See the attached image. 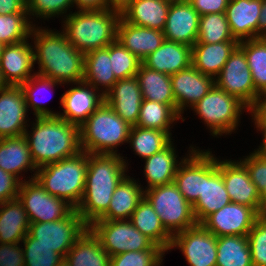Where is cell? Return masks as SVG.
Segmentation results:
<instances>
[{
  "label": "cell",
  "mask_w": 266,
  "mask_h": 266,
  "mask_svg": "<svg viewBox=\"0 0 266 266\" xmlns=\"http://www.w3.org/2000/svg\"><path fill=\"white\" fill-rule=\"evenodd\" d=\"M220 173L231 202L249 206L261 215L260 195L245 165L239 159L221 157Z\"/></svg>",
  "instance_id": "cell-18"
},
{
  "label": "cell",
  "mask_w": 266,
  "mask_h": 266,
  "mask_svg": "<svg viewBox=\"0 0 266 266\" xmlns=\"http://www.w3.org/2000/svg\"><path fill=\"white\" fill-rule=\"evenodd\" d=\"M127 158L116 154L88 153L83 197L76 208L88 226L108 210L115 188L129 173Z\"/></svg>",
  "instance_id": "cell-2"
},
{
  "label": "cell",
  "mask_w": 266,
  "mask_h": 266,
  "mask_svg": "<svg viewBox=\"0 0 266 266\" xmlns=\"http://www.w3.org/2000/svg\"><path fill=\"white\" fill-rule=\"evenodd\" d=\"M254 126H266V91L257 95L254 104L248 109Z\"/></svg>",
  "instance_id": "cell-53"
},
{
  "label": "cell",
  "mask_w": 266,
  "mask_h": 266,
  "mask_svg": "<svg viewBox=\"0 0 266 266\" xmlns=\"http://www.w3.org/2000/svg\"><path fill=\"white\" fill-rule=\"evenodd\" d=\"M58 266H71L70 263L67 261L66 258H63Z\"/></svg>",
  "instance_id": "cell-60"
},
{
  "label": "cell",
  "mask_w": 266,
  "mask_h": 266,
  "mask_svg": "<svg viewBox=\"0 0 266 266\" xmlns=\"http://www.w3.org/2000/svg\"><path fill=\"white\" fill-rule=\"evenodd\" d=\"M112 71L117 80L136 77L142 61L117 40L110 44Z\"/></svg>",
  "instance_id": "cell-45"
},
{
  "label": "cell",
  "mask_w": 266,
  "mask_h": 266,
  "mask_svg": "<svg viewBox=\"0 0 266 266\" xmlns=\"http://www.w3.org/2000/svg\"><path fill=\"white\" fill-rule=\"evenodd\" d=\"M30 220L18 198L0 205V243H20L29 232Z\"/></svg>",
  "instance_id": "cell-33"
},
{
  "label": "cell",
  "mask_w": 266,
  "mask_h": 266,
  "mask_svg": "<svg viewBox=\"0 0 266 266\" xmlns=\"http://www.w3.org/2000/svg\"><path fill=\"white\" fill-rule=\"evenodd\" d=\"M133 0H107V9L114 10L119 13L132 2Z\"/></svg>",
  "instance_id": "cell-57"
},
{
  "label": "cell",
  "mask_w": 266,
  "mask_h": 266,
  "mask_svg": "<svg viewBox=\"0 0 266 266\" xmlns=\"http://www.w3.org/2000/svg\"><path fill=\"white\" fill-rule=\"evenodd\" d=\"M172 138L165 131L132 126L128 147L133 150L135 155L144 160L166 148L174 140Z\"/></svg>",
  "instance_id": "cell-40"
},
{
  "label": "cell",
  "mask_w": 266,
  "mask_h": 266,
  "mask_svg": "<svg viewBox=\"0 0 266 266\" xmlns=\"http://www.w3.org/2000/svg\"><path fill=\"white\" fill-rule=\"evenodd\" d=\"M262 0H229L226 18L233 37L238 41L258 38Z\"/></svg>",
  "instance_id": "cell-25"
},
{
  "label": "cell",
  "mask_w": 266,
  "mask_h": 266,
  "mask_svg": "<svg viewBox=\"0 0 266 266\" xmlns=\"http://www.w3.org/2000/svg\"><path fill=\"white\" fill-rule=\"evenodd\" d=\"M3 47H4V45L2 43H0V56H1V53H2Z\"/></svg>",
  "instance_id": "cell-62"
},
{
  "label": "cell",
  "mask_w": 266,
  "mask_h": 266,
  "mask_svg": "<svg viewBox=\"0 0 266 266\" xmlns=\"http://www.w3.org/2000/svg\"><path fill=\"white\" fill-rule=\"evenodd\" d=\"M170 2L165 0H133L121 13L129 24L163 31Z\"/></svg>",
  "instance_id": "cell-30"
},
{
  "label": "cell",
  "mask_w": 266,
  "mask_h": 266,
  "mask_svg": "<svg viewBox=\"0 0 266 266\" xmlns=\"http://www.w3.org/2000/svg\"><path fill=\"white\" fill-rule=\"evenodd\" d=\"M177 113L185 121L184 112L199 102L215 85V79L204 75L192 65L170 75Z\"/></svg>",
  "instance_id": "cell-17"
},
{
  "label": "cell",
  "mask_w": 266,
  "mask_h": 266,
  "mask_svg": "<svg viewBox=\"0 0 266 266\" xmlns=\"http://www.w3.org/2000/svg\"><path fill=\"white\" fill-rule=\"evenodd\" d=\"M174 183L184 198L193 205L204 188V149L196 146L179 164Z\"/></svg>",
  "instance_id": "cell-26"
},
{
  "label": "cell",
  "mask_w": 266,
  "mask_h": 266,
  "mask_svg": "<svg viewBox=\"0 0 266 266\" xmlns=\"http://www.w3.org/2000/svg\"><path fill=\"white\" fill-rule=\"evenodd\" d=\"M116 40L141 61L165 41L163 31L129 24L120 18Z\"/></svg>",
  "instance_id": "cell-27"
},
{
  "label": "cell",
  "mask_w": 266,
  "mask_h": 266,
  "mask_svg": "<svg viewBox=\"0 0 266 266\" xmlns=\"http://www.w3.org/2000/svg\"><path fill=\"white\" fill-rule=\"evenodd\" d=\"M104 99L125 122L130 126H136L143 101L136 77L118 80Z\"/></svg>",
  "instance_id": "cell-24"
},
{
  "label": "cell",
  "mask_w": 266,
  "mask_h": 266,
  "mask_svg": "<svg viewBox=\"0 0 266 266\" xmlns=\"http://www.w3.org/2000/svg\"><path fill=\"white\" fill-rule=\"evenodd\" d=\"M65 85L68 89L61 95L59 101L63 112L60 110L58 116L80 126L105 101L104 96L92 85L83 81Z\"/></svg>",
  "instance_id": "cell-16"
},
{
  "label": "cell",
  "mask_w": 266,
  "mask_h": 266,
  "mask_svg": "<svg viewBox=\"0 0 266 266\" xmlns=\"http://www.w3.org/2000/svg\"><path fill=\"white\" fill-rule=\"evenodd\" d=\"M24 92L9 85L0 90V139L24 135L30 118Z\"/></svg>",
  "instance_id": "cell-19"
},
{
  "label": "cell",
  "mask_w": 266,
  "mask_h": 266,
  "mask_svg": "<svg viewBox=\"0 0 266 266\" xmlns=\"http://www.w3.org/2000/svg\"><path fill=\"white\" fill-rule=\"evenodd\" d=\"M88 171V153L64 158L40 167L35 179L52 196L62 198L75 209L82 200Z\"/></svg>",
  "instance_id": "cell-6"
},
{
  "label": "cell",
  "mask_w": 266,
  "mask_h": 266,
  "mask_svg": "<svg viewBox=\"0 0 266 266\" xmlns=\"http://www.w3.org/2000/svg\"><path fill=\"white\" fill-rule=\"evenodd\" d=\"M228 1L229 0H189L200 16L210 13L225 12Z\"/></svg>",
  "instance_id": "cell-52"
},
{
  "label": "cell",
  "mask_w": 266,
  "mask_h": 266,
  "mask_svg": "<svg viewBox=\"0 0 266 266\" xmlns=\"http://www.w3.org/2000/svg\"><path fill=\"white\" fill-rule=\"evenodd\" d=\"M131 127L104 101L80 125L81 149L87 153L122 155L118 148L128 144Z\"/></svg>",
  "instance_id": "cell-5"
},
{
  "label": "cell",
  "mask_w": 266,
  "mask_h": 266,
  "mask_svg": "<svg viewBox=\"0 0 266 266\" xmlns=\"http://www.w3.org/2000/svg\"><path fill=\"white\" fill-rule=\"evenodd\" d=\"M256 128V132L261 134L262 140L260 141L258 148H256L261 154L266 156V126H254Z\"/></svg>",
  "instance_id": "cell-58"
},
{
  "label": "cell",
  "mask_w": 266,
  "mask_h": 266,
  "mask_svg": "<svg viewBox=\"0 0 266 266\" xmlns=\"http://www.w3.org/2000/svg\"><path fill=\"white\" fill-rule=\"evenodd\" d=\"M211 150L204 149V188L202 194L192 205L198 224L211 213L231 203L220 173V157H216Z\"/></svg>",
  "instance_id": "cell-12"
},
{
  "label": "cell",
  "mask_w": 266,
  "mask_h": 266,
  "mask_svg": "<svg viewBox=\"0 0 266 266\" xmlns=\"http://www.w3.org/2000/svg\"><path fill=\"white\" fill-rule=\"evenodd\" d=\"M266 37V0H262L261 13L258 22V38Z\"/></svg>",
  "instance_id": "cell-56"
},
{
  "label": "cell",
  "mask_w": 266,
  "mask_h": 266,
  "mask_svg": "<svg viewBox=\"0 0 266 266\" xmlns=\"http://www.w3.org/2000/svg\"><path fill=\"white\" fill-rule=\"evenodd\" d=\"M163 249L128 251L110 257V266H163Z\"/></svg>",
  "instance_id": "cell-48"
},
{
  "label": "cell",
  "mask_w": 266,
  "mask_h": 266,
  "mask_svg": "<svg viewBox=\"0 0 266 266\" xmlns=\"http://www.w3.org/2000/svg\"><path fill=\"white\" fill-rule=\"evenodd\" d=\"M175 104H162L143 99L136 126L165 131L172 137V128L181 120Z\"/></svg>",
  "instance_id": "cell-37"
},
{
  "label": "cell",
  "mask_w": 266,
  "mask_h": 266,
  "mask_svg": "<svg viewBox=\"0 0 266 266\" xmlns=\"http://www.w3.org/2000/svg\"><path fill=\"white\" fill-rule=\"evenodd\" d=\"M259 216L253 208L231 202L208 215L200 224L216 237L247 236Z\"/></svg>",
  "instance_id": "cell-15"
},
{
  "label": "cell",
  "mask_w": 266,
  "mask_h": 266,
  "mask_svg": "<svg viewBox=\"0 0 266 266\" xmlns=\"http://www.w3.org/2000/svg\"><path fill=\"white\" fill-rule=\"evenodd\" d=\"M21 181L0 168V204L17 198Z\"/></svg>",
  "instance_id": "cell-51"
},
{
  "label": "cell",
  "mask_w": 266,
  "mask_h": 266,
  "mask_svg": "<svg viewBox=\"0 0 266 266\" xmlns=\"http://www.w3.org/2000/svg\"><path fill=\"white\" fill-rule=\"evenodd\" d=\"M9 85L7 84V82L4 80L3 74L1 72L0 69V90H4L5 88H7Z\"/></svg>",
  "instance_id": "cell-59"
},
{
  "label": "cell",
  "mask_w": 266,
  "mask_h": 266,
  "mask_svg": "<svg viewBox=\"0 0 266 266\" xmlns=\"http://www.w3.org/2000/svg\"><path fill=\"white\" fill-rule=\"evenodd\" d=\"M216 266H253L247 236L217 237Z\"/></svg>",
  "instance_id": "cell-39"
},
{
  "label": "cell",
  "mask_w": 266,
  "mask_h": 266,
  "mask_svg": "<svg viewBox=\"0 0 266 266\" xmlns=\"http://www.w3.org/2000/svg\"><path fill=\"white\" fill-rule=\"evenodd\" d=\"M20 243H0V266H24V252Z\"/></svg>",
  "instance_id": "cell-50"
},
{
  "label": "cell",
  "mask_w": 266,
  "mask_h": 266,
  "mask_svg": "<svg viewBox=\"0 0 266 266\" xmlns=\"http://www.w3.org/2000/svg\"><path fill=\"white\" fill-rule=\"evenodd\" d=\"M136 78L143 99L162 104H175L170 75L149 69L141 64Z\"/></svg>",
  "instance_id": "cell-38"
},
{
  "label": "cell",
  "mask_w": 266,
  "mask_h": 266,
  "mask_svg": "<svg viewBox=\"0 0 266 266\" xmlns=\"http://www.w3.org/2000/svg\"><path fill=\"white\" fill-rule=\"evenodd\" d=\"M17 198L30 223L58 221L75 209L62 198L50 195L35 178L20 183Z\"/></svg>",
  "instance_id": "cell-11"
},
{
  "label": "cell",
  "mask_w": 266,
  "mask_h": 266,
  "mask_svg": "<svg viewBox=\"0 0 266 266\" xmlns=\"http://www.w3.org/2000/svg\"><path fill=\"white\" fill-rule=\"evenodd\" d=\"M77 11L105 10L107 0H73Z\"/></svg>",
  "instance_id": "cell-55"
},
{
  "label": "cell",
  "mask_w": 266,
  "mask_h": 266,
  "mask_svg": "<svg viewBox=\"0 0 266 266\" xmlns=\"http://www.w3.org/2000/svg\"><path fill=\"white\" fill-rule=\"evenodd\" d=\"M145 198L172 237L198 224L192 205L184 198L174 182L145 190Z\"/></svg>",
  "instance_id": "cell-8"
},
{
  "label": "cell",
  "mask_w": 266,
  "mask_h": 266,
  "mask_svg": "<svg viewBox=\"0 0 266 266\" xmlns=\"http://www.w3.org/2000/svg\"><path fill=\"white\" fill-rule=\"evenodd\" d=\"M129 220L155 245L162 248L166 253L169 252L172 236L165 230L160 217L145 197L133 211Z\"/></svg>",
  "instance_id": "cell-34"
},
{
  "label": "cell",
  "mask_w": 266,
  "mask_h": 266,
  "mask_svg": "<svg viewBox=\"0 0 266 266\" xmlns=\"http://www.w3.org/2000/svg\"><path fill=\"white\" fill-rule=\"evenodd\" d=\"M174 140L163 150L155 153L151 157L144 159L143 165V177L147 182V186H142L144 190H147L154 186L165 185L174 182L177 168L179 164L185 159V157L196 147V145L190 144L185 155L179 157L176 151V145ZM179 157V158H178Z\"/></svg>",
  "instance_id": "cell-22"
},
{
  "label": "cell",
  "mask_w": 266,
  "mask_h": 266,
  "mask_svg": "<svg viewBox=\"0 0 266 266\" xmlns=\"http://www.w3.org/2000/svg\"><path fill=\"white\" fill-rule=\"evenodd\" d=\"M72 8L74 9L73 0H27V12L34 25H37V19L42 20L44 25L46 20L48 22L55 17L63 20L73 12Z\"/></svg>",
  "instance_id": "cell-44"
},
{
  "label": "cell",
  "mask_w": 266,
  "mask_h": 266,
  "mask_svg": "<svg viewBox=\"0 0 266 266\" xmlns=\"http://www.w3.org/2000/svg\"><path fill=\"white\" fill-rule=\"evenodd\" d=\"M215 85L236 97L248 109L254 104L257 94L244 51L237 46L229 56Z\"/></svg>",
  "instance_id": "cell-13"
},
{
  "label": "cell",
  "mask_w": 266,
  "mask_h": 266,
  "mask_svg": "<svg viewBox=\"0 0 266 266\" xmlns=\"http://www.w3.org/2000/svg\"><path fill=\"white\" fill-rule=\"evenodd\" d=\"M21 244L24 247V266H58L63 259L52 248L34 244V238L29 233Z\"/></svg>",
  "instance_id": "cell-47"
},
{
  "label": "cell",
  "mask_w": 266,
  "mask_h": 266,
  "mask_svg": "<svg viewBox=\"0 0 266 266\" xmlns=\"http://www.w3.org/2000/svg\"><path fill=\"white\" fill-rule=\"evenodd\" d=\"M139 178L126 175L115 188L108 210L98 220H129L145 197Z\"/></svg>",
  "instance_id": "cell-29"
},
{
  "label": "cell",
  "mask_w": 266,
  "mask_h": 266,
  "mask_svg": "<svg viewBox=\"0 0 266 266\" xmlns=\"http://www.w3.org/2000/svg\"><path fill=\"white\" fill-rule=\"evenodd\" d=\"M165 1L170 2V3H177V2H185L189 0H165Z\"/></svg>",
  "instance_id": "cell-61"
},
{
  "label": "cell",
  "mask_w": 266,
  "mask_h": 266,
  "mask_svg": "<svg viewBox=\"0 0 266 266\" xmlns=\"http://www.w3.org/2000/svg\"><path fill=\"white\" fill-rule=\"evenodd\" d=\"M238 42L232 35L225 12L200 16L196 43Z\"/></svg>",
  "instance_id": "cell-42"
},
{
  "label": "cell",
  "mask_w": 266,
  "mask_h": 266,
  "mask_svg": "<svg viewBox=\"0 0 266 266\" xmlns=\"http://www.w3.org/2000/svg\"><path fill=\"white\" fill-rule=\"evenodd\" d=\"M34 26L28 13L0 14V43L10 45L24 41L30 38Z\"/></svg>",
  "instance_id": "cell-43"
},
{
  "label": "cell",
  "mask_w": 266,
  "mask_h": 266,
  "mask_svg": "<svg viewBox=\"0 0 266 266\" xmlns=\"http://www.w3.org/2000/svg\"><path fill=\"white\" fill-rule=\"evenodd\" d=\"M65 258L71 266H110V256L88 227L69 249Z\"/></svg>",
  "instance_id": "cell-35"
},
{
  "label": "cell",
  "mask_w": 266,
  "mask_h": 266,
  "mask_svg": "<svg viewBox=\"0 0 266 266\" xmlns=\"http://www.w3.org/2000/svg\"><path fill=\"white\" fill-rule=\"evenodd\" d=\"M247 237L253 266H266V214L256 219Z\"/></svg>",
  "instance_id": "cell-49"
},
{
  "label": "cell",
  "mask_w": 266,
  "mask_h": 266,
  "mask_svg": "<svg viewBox=\"0 0 266 266\" xmlns=\"http://www.w3.org/2000/svg\"><path fill=\"white\" fill-rule=\"evenodd\" d=\"M247 168L251 181L260 195L261 215L266 214V156L256 148L248 155L238 158Z\"/></svg>",
  "instance_id": "cell-46"
},
{
  "label": "cell",
  "mask_w": 266,
  "mask_h": 266,
  "mask_svg": "<svg viewBox=\"0 0 266 266\" xmlns=\"http://www.w3.org/2000/svg\"><path fill=\"white\" fill-rule=\"evenodd\" d=\"M34 49L30 38L19 43L4 45L0 56V69L8 85L20 86L36 71Z\"/></svg>",
  "instance_id": "cell-20"
},
{
  "label": "cell",
  "mask_w": 266,
  "mask_h": 266,
  "mask_svg": "<svg viewBox=\"0 0 266 266\" xmlns=\"http://www.w3.org/2000/svg\"><path fill=\"white\" fill-rule=\"evenodd\" d=\"M0 168L13 174L21 182L35 178L38 168L24 135L0 139ZM27 172L31 176L26 177L24 174H28Z\"/></svg>",
  "instance_id": "cell-23"
},
{
  "label": "cell",
  "mask_w": 266,
  "mask_h": 266,
  "mask_svg": "<svg viewBox=\"0 0 266 266\" xmlns=\"http://www.w3.org/2000/svg\"><path fill=\"white\" fill-rule=\"evenodd\" d=\"M191 110L214 138L236 133L242 115L248 114V108L242 102L216 85Z\"/></svg>",
  "instance_id": "cell-7"
},
{
  "label": "cell",
  "mask_w": 266,
  "mask_h": 266,
  "mask_svg": "<svg viewBox=\"0 0 266 266\" xmlns=\"http://www.w3.org/2000/svg\"><path fill=\"white\" fill-rule=\"evenodd\" d=\"M179 249L189 266H216L217 237L201 224L172 237L169 251Z\"/></svg>",
  "instance_id": "cell-14"
},
{
  "label": "cell",
  "mask_w": 266,
  "mask_h": 266,
  "mask_svg": "<svg viewBox=\"0 0 266 266\" xmlns=\"http://www.w3.org/2000/svg\"><path fill=\"white\" fill-rule=\"evenodd\" d=\"M121 13L114 10L74 11L60 23L67 40L78 51L107 47L116 40Z\"/></svg>",
  "instance_id": "cell-4"
},
{
  "label": "cell",
  "mask_w": 266,
  "mask_h": 266,
  "mask_svg": "<svg viewBox=\"0 0 266 266\" xmlns=\"http://www.w3.org/2000/svg\"><path fill=\"white\" fill-rule=\"evenodd\" d=\"M31 32L34 64L37 74L62 84L79 83L84 78L85 53L78 51L67 40L62 30L39 26Z\"/></svg>",
  "instance_id": "cell-1"
},
{
  "label": "cell",
  "mask_w": 266,
  "mask_h": 266,
  "mask_svg": "<svg viewBox=\"0 0 266 266\" xmlns=\"http://www.w3.org/2000/svg\"><path fill=\"white\" fill-rule=\"evenodd\" d=\"M56 86L57 88L58 86H63L65 88L64 84L37 73L20 85L24 92L28 112L31 110L29 114L33 113L34 117L58 116V110L54 111L44 104L45 101H49L50 99H47V97H51L50 95L48 96L47 93L56 90ZM43 94H45V96H42Z\"/></svg>",
  "instance_id": "cell-36"
},
{
  "label": "cell",
  "mask_w": 266,
  "mask_h": 266,
  "mask_svg": "<svg viewBox=\"0 0 266 266\" xmlns=\"http://www.w3.org/2000/svg\"><path fill=\"white\" fill-rule=\"evenodd\" d=\"M89 226L74 209L67 217L52 222L30 223L29 234L34 244L52 248L62 258Z\"/></svg>",
  "instance_id": "cell-10"
},
{
  "label": "cell",
  "mask_w": 266,
  "mask_h": 266,
  "mask_svg": "<svg viewBox=\"0 0 266 266\" xmlns=\"http://www.w3.org/2000/svg\"><path fill=\"white\" fill-rule=\"evenodd\" d=\"M142 64L161 73L176 74L192 65V47L165 40L156 51L142 60Z\"/></svg>",
  "instance_id": "cell-28"
},
{
  "label": "cell",
  "mask_w": 266,
  "mask_h": 266,
  "mask_svg": "<svg viewBox=\"0 0 266 266\" xmlns=\"http://www.w3.org/2000/svg\"><path fill=\"white\" fill-rule=\"evenodd\" d=\"M238 46L244 51L251 71L256 94L266 91V37L240 41Z\"/></svg>",
  "instance_id": "cell-41"
},
{
  "label": "cell",
  "mask_w": 266,
  "mask_h": 266,
  "mask_svg": "<svg viewBox=\"0 0 266 266\" xmlns=\"http://www.w3.org/2000/svg\"><path fill=\"white\" fill-rule=\"evenodd\" d=\"M238 44L239 42L195 43L192 46V66L215 79Z\"/></svg>",
  "instance_id": "cell-32"
},
{
  "label": "cell",
  "mask_w": 266,
  "mask_h": 266,
  "mask_svg": "<svg viewBox=\"0 0 266 266\" xmlns=\"http://www.w3.org/2000/svg\"><path fill=\"white\" fill-rule=\"evenodd\" d=\"M89 228L110 257L128 251L162 249L136 229L130 220H96Z\"/></svg>",
  "instance_id": "cell-9"
},
{
  "label": "cell",
  "mask_w": 266,
  "mask_h": 266,
  "mask_svg": "<svg viewBox=\"0 0 266 266\" xmlns=\"http://www.w3.org/2000/svg\"><path fill=\"white\" fill-rule=\"evenodd\" d=\"M199 20L200 15L189 1L171 3L163 30L165 40L192 47L197 42Z\"/></svg>",
  "instance_id": "cell-21"
},
{
  "label": "cell",
  "mask_w": 266,
  "mask_h": 266,
  "mask_svg": "<svg viewBox=\"0 0 266 266\" xmlns=\"http://www.w3.org/2000/svg\"><path fill=\"white\" fill-rule=\"evenodd\" d=\"M28 13L27 0H0V14Z\"/></svg>",
  "instance_id": "cell-54"
},
{
  "label": "cell",
  "mask_w": 266,
  "mask_h": 266,
  "mask_svg": "<svg viewBox=\"0 0 266 266\" xmlns=\"http://www.w3.org/2000/svg\"><path fill=\"white\" fill-rule=\"evenodd\" d=\"M110 60V44L85 53L83 82L92 85L105 96L117 82Z\"/></svg>",
  "instance_id": "cell-31"
},
{
  "label": "cell",
  "mask_w": 266,
  "mask_h": 266,
  "mask_svg": "<svg viewBox=\"0 0 266 266\" xmlns=\"http://www.w3.org/2000/svg\"><path fill=\"white\" fill-rule=\"evenodd\" d=\"M34 119L35 122L32 120L27 126L24 136L37 168L56 163L82 151L80 126L59 116Z\"/></svg>",
  "instance_id": "cell-3"
}]
</instances>
